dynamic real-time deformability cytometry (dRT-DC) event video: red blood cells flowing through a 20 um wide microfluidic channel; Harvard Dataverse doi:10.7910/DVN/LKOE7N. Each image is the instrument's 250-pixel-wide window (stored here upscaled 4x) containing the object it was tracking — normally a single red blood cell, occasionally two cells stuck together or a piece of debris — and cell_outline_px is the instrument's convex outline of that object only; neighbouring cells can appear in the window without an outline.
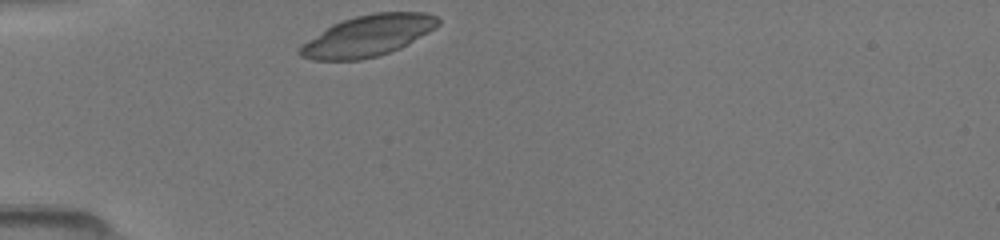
{"species": "common noctule bat (a hibernating species)", "species_latin": "Nyctalus noctula", "temperature_condition": "room temperature", "stored_images_in_passage": 39, "camera_frame_rate_fps": 3000, "um_per_image_px": 0.085, "animal": {"sex": "female", "body_mass_g": 19.5, "forearm_length_mm": 54.1}, "frame": {"image": 1, "passage_image": 1, "time_ms": 0.0, "image_size_px": [1000, 240], "cell_outline_px": [[440, 24], [428, 32], [408, 44], [400, 48], [380, 56], [360, 60], [312, 60], [300, 56], [296, 52], [308, 40], [332, 24], [356, 16], [372, 12], [424, 12], [436, 16], [440, 20]], "centroid_in_image_um": [31.28, 3.04], "position_along_channel_um": 53.7, "area_um2": 33.0}}